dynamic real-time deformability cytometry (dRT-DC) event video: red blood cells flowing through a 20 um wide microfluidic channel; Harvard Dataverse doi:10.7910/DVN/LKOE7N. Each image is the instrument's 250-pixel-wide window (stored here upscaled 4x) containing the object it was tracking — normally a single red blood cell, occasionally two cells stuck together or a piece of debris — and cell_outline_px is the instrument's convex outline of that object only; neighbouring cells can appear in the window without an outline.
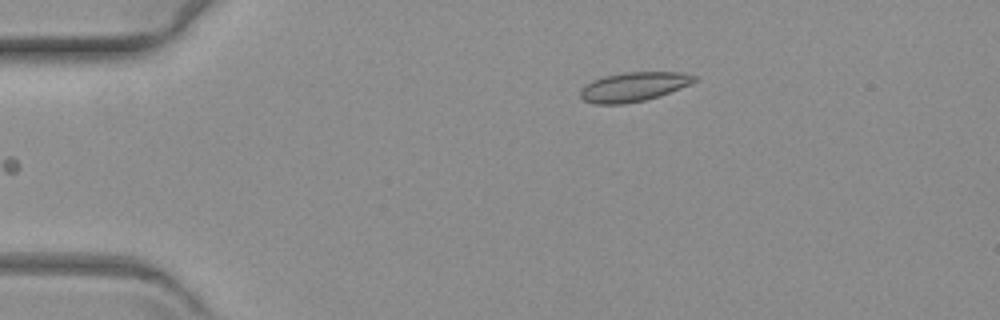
{"species": "common noctule bat (a hibernating species)", "species_latin": "Nyctalus noctula", "temperature_condition": "warm", "stored_images_in_passage": 41, "camera_frame_rate_fps": 3000, "um_per_image_px": 0.085, "animal": {"sex": "female", "body_mass_g": 19.3, "forearm_length_mm": 54.1}, "frame": {"image": 1, "passage_image": 1, "time_ms": 0.0, "image_size_px": [1000, 320], "cell_outline_px": [[700, 80], [660, 96], [644, 100], [624, 104], [592, 104], [584, 100], [580, 96], [580, 88], [584, 84], [592, 80], [604, 76], [624, 72], [684, 72], [700, 76]], "centroid_in_image_um": [53.88, 7.37], "position_along_channel_um": 31.1, "area_um2": 19.83}}
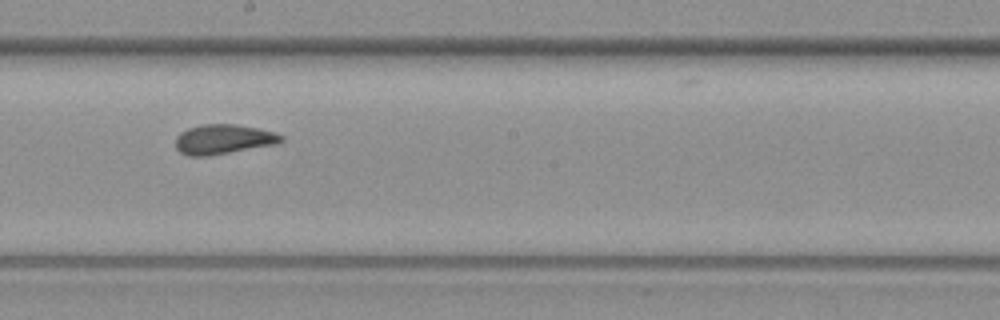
{"frame": {"image": 2, "passage_image": 23, "time_ms": 7.333, "image_size_px": [1000, 320], "cell_outline_px": [[284, 140], [276, 144], [208, 156], [188, 156], [180, 152], [176, 148], [176, 136], [180, 132], [188, 128], [204, 124], [232, 124], [260, 128], [276, 132], [284, 136]], "centroid_in_image_um": [19.0, 11.83], "position_along_channel_um": 229.2, "area_um2": 18.38}}
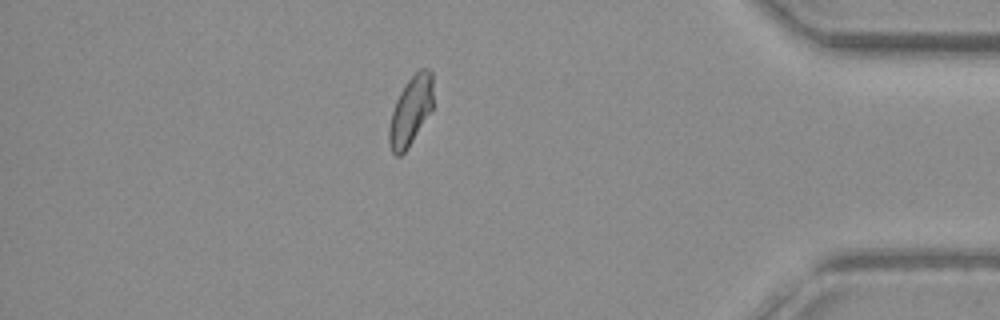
{"frame": {"image": 3, "passage_image": 41, "time_ms": 13.333, "image_size_px": [1000, 320], "cell_outline_px": [[432, 108], [408, 148], [400, 156], [396, 156], [392, 152], [388, 140], [388, 128], [392, 112], [396, 100], [400, 92], [408, 80], [420, 68], [428, 68], [432, 72]], "centroid_in_image_um": [34.89, 9.42], "position_along_channel_um": 400.3, "area_um2": 17.51}}